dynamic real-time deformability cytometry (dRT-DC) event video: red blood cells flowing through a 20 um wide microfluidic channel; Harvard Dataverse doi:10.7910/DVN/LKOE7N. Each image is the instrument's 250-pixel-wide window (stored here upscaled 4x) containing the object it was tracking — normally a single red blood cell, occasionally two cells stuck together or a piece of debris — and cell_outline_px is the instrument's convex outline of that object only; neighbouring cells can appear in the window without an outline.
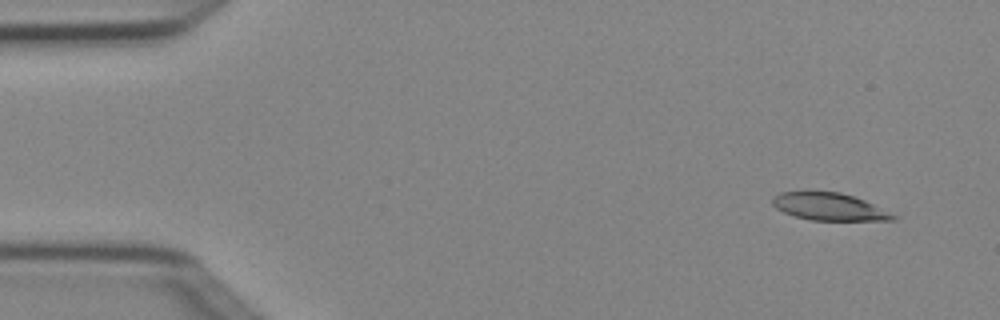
{"species": "Egyptian fruit bat (a non-hibernating species)", "species_latin": "Rousettus aegyptiacus", "temperature_condition": "cold", "stored_images_in_passage": 4, "camera_frame_rate_fps": 3000, "um_per_image_px": 0.085, "animal": {"sex": "female"}, "frame": {"image": 1, "passage_image": 1, "time_ms": 0.0, "image_size_px": [1000, 320], "cell_outline_px": [[900, 216], [896, 220], [812, 220], [796, 216], [784, 212], [776, 208], [772, 204], [772, 196], [780, 192], [804, 188], [808, 188], [840, 192], [864, 200]], "centroid_in_image_um": [70.43, 17.51], "position_along_channel_um": 14.6, "area_um2": 20.06}}